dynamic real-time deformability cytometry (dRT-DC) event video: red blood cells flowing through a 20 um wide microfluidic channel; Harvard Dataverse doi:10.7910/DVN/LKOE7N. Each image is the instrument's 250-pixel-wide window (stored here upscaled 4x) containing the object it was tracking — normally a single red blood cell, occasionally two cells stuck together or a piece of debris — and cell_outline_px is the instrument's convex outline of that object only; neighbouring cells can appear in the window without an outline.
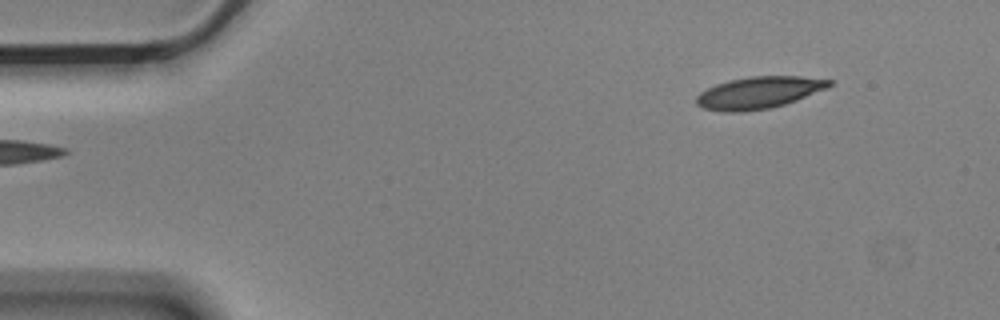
{"species": "Egyptian fruit bat (a non-hibernating species)", "species_latin": "Rousettus aegyptiacus", "temperature_condition": "cold", "stored_images_in_passage": 8, "camera_frame_rate_fps": 3000, "um_per_image_px": 0.085, "animal": {"sex": "male"}, "frame": {"image": 1, "passage_image": 1, "time_ms": 0.0, "image_size_px": [1000, 320], "cell_outline_px": [[832, 84], [828, 88], [796, 100], [784, 104], [768, 108], [740, 112], [724, 112], [704, 108], [696, 104], [696, 96], [700, 92], [716, 84], [728, 80], [748, 76], [800, 76], [832, 80]], "centroid_in_image_um": [64.49, 7.86], "position_along_channel_um": 20.5, "area_um2": 24.68}}
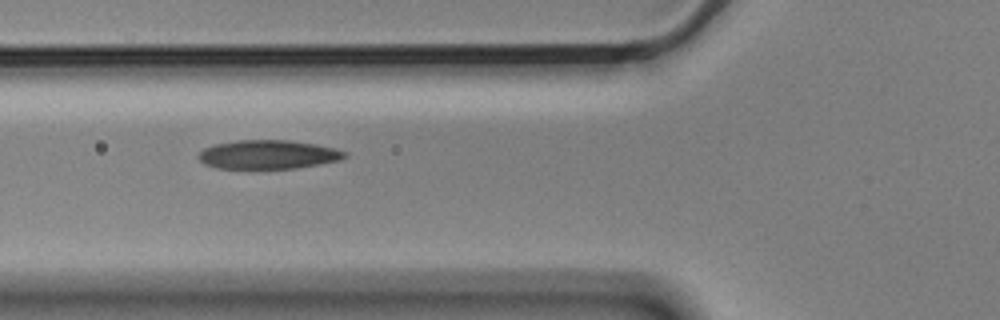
{"frame": {"image": 2, "passage_image": 5, "time_ms": 1.333, "image_size_px": [1000, 320], "cell_outline_px": [[348, 156], [336, 160], [296, 168], [216, 168], [204, 164], [196, 156], [204, 148], [216, 144], [236, 140], [288, 140], [316, 144], [348, 152]], "centroid_in_image_um": [22.74, 13.13], "position_along_channel_um": 103.1, "area_um2": 24.33}}
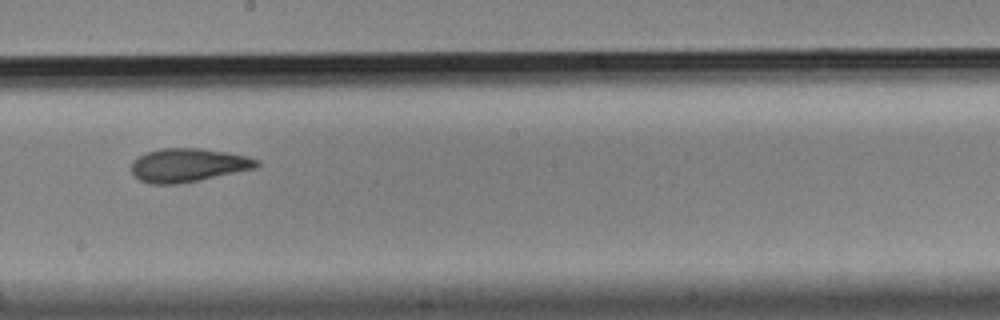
{"frame": {"image": 3, "passage_image": 8, "time_ms": 2.333, "image_size_px": [1000, 320], "cell_outline_px": [[260, 164], [256, 168], [176, 184], [152, 184], [140, 180], [132, 172], [132, 160], [148, 152], [160, 148], [200, 148], [228, 152], [248, 156], [260, 160]], "centroid_in_image_um": [16.01, 14.02], "position_along_channel_um": 232.2, "area_um2": 24.28}}